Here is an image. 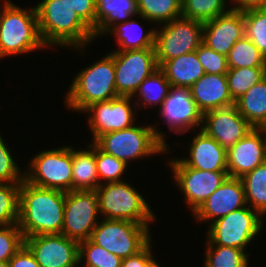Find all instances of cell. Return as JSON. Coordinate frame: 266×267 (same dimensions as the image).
<instances>
[{
    "label": "cell",
    "mask_w": 266,
    "mask_h": 267,
    "mask_svg": "<svg viewBox=\"0 0 266 267\" xmlns=\"http://www.w3.org/2000/svg\"><path fill=\"white\" fill-rule=\"evenodd\" d=\"M66 192L42 188L25 179L20 186L18 226L23 238L60 234L64 221Z\"/></svg>",
    "instance_id": "obj_1"
},
{
    "label": "cell",
    "mask_w": 266,
    "mask_h": 267,
    "mask_svg": "<svg viewBox=\"0 0 266 267\" xmlns=\"http://www.w3.org/2000/svg\"><path fill=\"white\" fill-rule=\"evenodd\" d=\"M35 8L39 33L46 48H73L81 55L94 42L93 31L63 0H41Z\"/></svg>",
    "instance_id": "obj_2"
},
{
    "label": "cell",
    "mask_w": 266,
    "mask_h": 267,
    "mask_svg": "<svg viewBox=\"0 0 266 267\" xmlns=\"http://www.w3.org/2000/svg\"><path fill=\"white\" fill-rule=\"evenodd\" d=\"M88 65L73 77L64 97L66 108L80 114L96 102L108 101L118 96L114 51Z\"/></svg>",
    "instance_id": "obj_3"
},
{
    "label": "cell",
    "mask_w": 266,
    "mask_h": 267,
    "mask_svg": "<svg viewBox=\"0 0 266 267\" xmlns=\"http://www.w3.org/2000/svg\"><path fill=\"white\" fill-rule=\"evenodd\" d=\"M151 124L134 125L100 136L94 143L105 153L113 155L127 166L134 160L153 155L171 154L166 133ZM133 160V161H132Z\"/></svg>",
    "instance_id": "obj_4"
},
{
    "label": "cell",
    "mask_w": 266,
    "mask_h": 267,
    "mask_svg": "<svg viewBox=\"0 0 266 267\" xmlns=\"http://www.w3.org/2000/svg\"><path fill=\"white\" fill-rule=\"evenodd\" d=\"M0 5V59L44 49L35 6L22 8L11 0Z\"/></svg>",
    "instance_id": "obj_5"
},
{
    "label": "cell",
    "mask_w": 266,
    "mask_h": 267,
    "mask_svg": "<svg viewBox=\"0 0 266 267\" xmlns=\"http://www.w3.org/2000/svg\"><path fill=\"white\" fill-rule=\"evenodd\" d=\"M95 191L101 218L128 220L143 225L157 220L145 196L125 180L101 184Z\"/></svg>",
    "instance_id": "obj_6"
},
{
    "label": "cell",
    "mask_w": 266,
    "mask_h": 267,
    "mask_svg": "<svg viewBox=\"0 0 266 267\" xmlns=\"http://www.w3.org/2000/svg\"><path fill=\"white\" fill-rule=\"evenodd\" d=\"M264 220L257 211L246 205L212 222L208 226L205 241L209 245L247 251L250 243H253L252 241L256 240L257 236H261L259 233L265 228Z\"/></svg>",
    "instance_id": "obj_7"
},
{
    "label": "cell",
    "mask_w": 266,
    "mask_h": 267,
    "mask_svg": "<svg viewBox=\"0 0 266 267\" xmlns=\"http://www.w3.org/2000/svg\"><path fill=\"white\" fill-rule=\"evenodd\" d=\"M24 168V179L35 186L72 191V145L39 151ZM30 164V165H29Z\"/></svg>",
    "instance_id": "obj_8"
},
{
    "label": "cell",
    "mask_w": 266,
    "mask_h": 267,
    "mask_svg": "<svg viewBox=\"0 0 266 267\" xmlns=\"http://www.w3.org/2000/svg\"><path fill=\"white\" fill-rule=\"evenodd\" d=\"M100 219L90 240L121 259L137 254L152 240L150 225L128 220Z\"/></svg>",
    "instance_id": "obj_9"
},
{
    "label": "cell",
    "mask_w": 266,
    "mask_h": 267,
    "mask_svg": "<svg viewBox=\"0 0 266 267\" xmlns=\"http://www.w3.org/2000/svg\"><path fill=\"white\" fill-rule=\"evenodd\" d=\"M204 23L180 17L156 26L155 51L160 67L165 61L189 52H195L202 44Z\"/></svg>",
    "instance_id": "obj_10"
},
{
    "label": "cell",
    "mask_w": 266,
    "mask_h": 267,
    "mask_svg": "<svg viewBox=\"0 0 266 267\" xmlns=\"http://www.w3.org/2000/svg\"><path fill=\"white\" fill-rule=\"evenodd\" d=\"M97 193L95 190L66 192L62 234L77 242L90 239L100 221Z\"/></svg>",
    "instance_id": "obj_11"
},
{
    "label": "cell",
    "mask_w": 266,
    "mask_h": 267,
    "mask_svg": "<svg viewBox=\"0 0 266 267\" xmlns=\"http://www.w3.org/2000/svg\"><path fill=\"white\" fill-rule=\"evenodd\" d=\"M167 160L173 174L171 179L185 195L183 202L192 214L228 177V172L198 170L184 166L177 158Z\"/></svg>",
    "instance_id": "obj_12"
},
{
    "label": "cell",
    "mask_w": 266,
    "mask_h": 267,
    "mask_svg": "<svg viewBox=\"0 0 266 267\" xmlns=\"http://www.w3.org/2000/svg\"><path fill=\"white\" fill-rule=\"evenodd\" d=\"M114 65L117 94L129 97L159 68L155 48L114 51Z\"/></svg>",
    "instance_id": "obj_13"
},
{
    "label": "cell",
    "mask_w": 266,
    "mask_h": 267,
    "mask_svg": "<svg viewBox=\"0 0 266 267\" xmlns=\"http://www.w3.org/2000/svg\"><path fill=\"white\" fill-rule=\"evenodd\" d=\"M136 108L133 98L129 96H117L87 107L82 113L87 114L86 120L92 133V142L103 134L127 129L137 124Z\"/></svg>",
    "instance_id": "obj_14"
},
{
    "label": "cell",
    "mask_w": 266,
    "mask_h": 267,
    "mask_svg": "<svg viewBox=\"0 0 266 267\" xmlns=\"http://www.w3.org/2000/svg\"><path fill=\"white\" fill-rule=\"evenodd\" d=\"M40 267H79V242L62 233L24 238Z\"/></svg>",
    "instance_id": "obj_15"
},
{
    "label": "cell",
    "mask_w": 266,
    "mask_h": 267,
    "mask_svg": "<svg viewBox=\"0 0 266 267\" xmlns=\"http://www.w3.org/2000/svg\"><path fill=\"white\" fill-rule=\"evenodd\" d=\"M159 118L166 122L167 128L175 134H186L189 130H200L203 113L191 96L189 88L171 87L163 104L159 107Z\"/></svg>",
    "instance_id": "obj_16"
},
{
    "label": "cell",
    "mask_w": 266,
    "mask_h": 267,
    "mask_svg": "<svg viewBox=\"0 0 266 267\" xmlns=\"http://www.w3.org/2000/svg\"><path fill=\"white\" fill-rule=\"evenodd\" d=\"M253 128L233 104L204 113L201 130L228 150Z\"/></svg>",
    "instance_id": "obj_17"
},
{
    "label": "cell",
    "mask_w": 266,
    "mask_h": 267,
    "mask_svg": "<svg viewBox=\"0 0 266 267\" xmlns=\"http://www.w3.org/2000/svg\"><path fill=\"white\" fill-rule=\"evenodd\" d=\"M246 205L242 180L228 176L191 215L197 223L208 222L209 226L212 222Z\"/></svg>",
    "instance_id": "obj_18"
},
{
    "label": "cell",
    "mask_w": 266,
    "mask_h": 267,
    "mask_svg": "<svg viewBox=\"0 0 266 267\" xmlns=\"http://www.w3.org/2000/svg\"><path fill=\"white\" fill-rule=\"evenodd\" d=\"M266 161V128H253L227 150L229 177L242 178Z\"/></svg>",
    "instance_id": "obj_19"
},
{
    "label": "cell",
    "mask_w": 266,
    "mask_h": 267,
    "mask_svg": "<svg viewBox=\"0 0 266 267\" xmlns=\"http://www.w3.org/2000/svg\"><path fill=\"white\" fill-rule=\"evenodd\" d=\"M244 35L243 11L231 9L204 22L202 43L215 52L227 56L234 44Z\"/></svg>",
    "instance_id": "obj_20"
},
{
    "label": "cell",
    "mask_w": 266,
    "mask_h": 267,
    "mask_svg": "<svg viewBox=\"0 0 266 267\" xmlns=\"http://www.w3.org/2000/svg\"><path fill=\"white\" fill-rule=\"evenodd\" d=\"M195 132L197 133L188 145V156L177 159L184 166L198 170L228 172L227 150L201 129H196Z\"/></svg>",
    "instance_id": "obj_21"
},
{
    "label": "cell",
    "mask_w": 266,
    "mask_h": 267,
    "mask_svg": "<svg viewBox=\"0 0 266 267\" xmlns=\"http://www.w3.org/2000/svg\"><path fill=\"white\" fill-rule=\"evenodd\" d=\"M189 89L203 114L235 104L229 93L226 75L205 73Z\"/></svg>",
    "instance_id": "obj_22"
},
{
    "label": "cell",
    "mask_w": 266,
    "mask_h": 267,
    "mask_svg": "<svg viewBox=\"0 0 266 267\" xmlns=\"http://www.w3.org/2000/svg\"><path fill=\"white\" fill-rule=\"evenodd\" d=\"M136 0H96V29L95 39H99L118 23H123L131 17H137Z\"/></svg>",
    "instance_id": "obj_23"
},
{
    "label": "cell",
    "mask_w": 266,
    "mask_h": 267,
    "mask_svg": "<svg viewBox=\"0 0 266 267\" xmlns=\"http://www.w3.org/2000/svg\"><path fill=\"white\" fill-rule=\"evenodd\" d=\"M159 68L173 87L190 88L205 74L196 51L167 60Z\"/></svg>",
    "instance_id": "obj_24"
},
{
    "label": "cell",
    "mask_w": 266,
    "mask_h": 267,
    "mask_svg": "<svg viewBox=\"0 0 266 267\" xmlns=\"http://www.w3.org/2000/svg\"><path fill=\"white\" fill-rule=\"evenodd\" d=\"M86 149L72 146V190H96L99 176L95 160V143H87Z\"/></svg>",
    "instance_id": "obj_25"
},
{
    "label": "cell",
    "mask_w": 266,
    "mask_h": 267,
    "mask_svg": "<svg viewBox=\"0 0 266 267\" xmlns=\"http://www.w3.org/2000/svg\"><path fill=\"white\" fill-rule=\"evenodd\" d=\"M155 26L144 31L143 24L131 17L123 23L116 24L107 35L115 37L118 48L113 51L155 48Z\"/></svg>",
    "instance_id": "obj_26"
},
{
    "label": "cell",
    "mask_w": 266,
    "mask_h": 267,
    "mask_svg": "<svg viewBox=\"0 0 266 267\" xmlns=\"http://www.w3.org/2000/svg\"><path fill=\"white\" fill-rule=\"evenodd\" d=\"M235 106L254 128H266V76L237 99Z\"/></svg>",
    "instance_id": "obj_27"
},
{
    "label": "cell",
    "mask_w": 266,
    "mask_h": 267,
    "mask_svg": "<svg viewBox=\"0 0 266 267\" xmlns=\"http://www.w3.org/2000/svg\"><path fill=\"white\" fill-rule=\"evenodd\" d=\"M171 87V83L166 79L165 73L158 68L140 84L138 90L132 96L137 110L141 108L149 109L153 106H158L159 109L169 94Z\"/></svg>",
    "instance_id": "obj_28"
},
{
    "label": "cell",
    "mask_w": 266,
    "mask_h": 267,
    "mask_svg": "<svg viewBox=\"0 0 266 267\" xmlns=\"http://www.w3.org/2000/svg\"><path fill=\"white\" fill-rule=\"evenodd\" d=\"M136 1L138 18L147 23H158V26H160L182 16V0Z\"/></svg>",
    "instance_id": "obj_29"
},
{
    "label": "cell",
    "mask_w": 266,
    "mask_h": 267,
    "mask_svg": "<svg viewBox=\"0 0 266 267\" xmlns=\"http://www.w3.org/2000/svg\"><path fill=\"white\" fill-rule=\"evenodd\" d=\"M246 204L263 218L266 214V161L242 178Z\"/></svg>",
    "instance_id": "obj_30"
},
{
    "label": "cell",
    "mask_w": 266,
    "mask_h": 267,
    "mask_svg": "<svg viewBox=\"0 0 266 267\" xmlns=\"http://www.w3.org/2000/svg\"><path fill=\"white\" fill-rule=\"evenodd\" d=\"M203 267H249V253L242 249L209 245L206 242Z\"/></svg>",
    "instance_id": "obj_31"
},
{
    "label": "cell",
    "mask_w": 266,
    "mask_h": 267,
    "mask_svg": "<svg viewBox=\"0 0 266 267\" xmlns=\"http://www.w3.org/2000/svg\"><path fill=\"white\" fill-rule=\"evenodd\" d=\"M266 76V67L229 68L226 77L230 96L235 102Z\"/></svg>",
    "instance_id": "obj_32"
},
{
    "label": "cell",
    "mask_w": 266,
    "mask_h": 267,
    "mask_svg": "<svg viewBox=\"0 0 266 267\" xmlns=\"http://www.w3.org/2000/svg\"><path fill=\"white\" fill-rule=\"evenodd\" d=\"M226 57L229 68L266 67V57L245 35L234 44Z\"/></svg>",
    "instance_id": "obj_33"
},
{
    "label": "cell",
    "mask_w": 266,
    "mask_h": 267,
    "mask_svg": "<svg viewBox=\"0 0 266 267\" xmlns=\"http://www.w3.org/2000/svg\"><path fill=\"white\" fill-rule=\"evenodd\" d=\"M228 1L229 0H182V17L198 20L203 23L207 22L230 11L232 8L227 4Z\"/></svg>",
    "instance_id": "obj_34"
},
{
    "label": "cell",
    "mask_w": 266,
    "mask_h": 267,
    "mask_svg": "<svg viewBox=\"0 0 266 267\" xmlns=\"http://www.w3.org/2000/svg\"><path fill=\"white\" fill-rule=\"evenodd\" d=\"M121 263L120 257L90 239L79 243V267H121Z\"/></svg>",
    "instance_id": "obj_35"
},
{
    "label": "cell",
    "mask_w": 266,
    "mask_h": 267,
    "mask_svg": "<svg viewBox=\"0 0 266 267\" xmlns=\"http://www.w3.org/2000/svg\"><path fill=\"white\" fill-rule=\"evenodd\" d=\"M21 183H0V227L17 224Z\"/></svg>",
    "instance_id": "obj_36"
},
{
    "label": "cell",
    "mask_w": 266,
    "mask_h": 267,
    "mask_svg": "<svg viewBox=\"0 0 266 267\" xmlns=\"http://www.w3.org/2000/svg\"><path fill=\"white\" fill-rule=\"evenodd\" d=\"M244 34L266 57V7L243 11Z\"/></svg>",
    "instance_id": "obj_37"
},
{
    "label": "cell",
    "mask_w": 266,
    "mask_h": 267,
    "mask_svg": "<svg viewBox=\"0 0 266 267\" xmlns=\"http://www.w3.org/2000/svg\"><path fill=\"white\" fill-rule=\"evenodd\" d=\"M95 160L100 185L123 181V176L125 175L124 173H126L128 166L120 159L102 151L96 144Z\"/></svg>",
    "instance_id": "obj_38"
},
{
    "label": "cell",
    "mask_w": 266,
    "mask_h": 267,
    "mask_svg": "<svg viewBox=\"0 0 266 267\" xmlns=\"http://www.w3.org/2000/svg\"><path fill=\"white\" fill-rule=\"evenodd\" d=\"M0 133V183H22L24 170L19 168L11 148H8ZM23 170V171H22Z\"/></svg>",
    "instance_id": "obj_39"
},
{
    "label": "cell",
    "mask_w": 266,
    "mask_h": 267,
    "mask_svg": "<svg viewBox=\"0 0 266 267\" xmlns=\"http://www.w3.org/2000/svg\"><path fill=\"white\" fill-rule=\"evenodd\" d=\"M23 244L24 238L18 223L0 227V262H8Z\"/></svg>",
    "instance_id": "obj_40"
},
{
    "label": "cell",
    "mask_w": 266,
    "mask_h": 267,
    "mask_svg": "<svg viewBox=\"0 0 266 267\" xmlns=\"http://www.w3.org/2000/svg\"><path fill=\"white\" fill-rule=\"evenodd\" d=\"M198 60L207 74L226 75L229 67L227 57L201 44L196 50Z\"/></svg>",
    "instance_id": "obj_41"
},
{
    "label": "cell",
    "mask_w": 266,
    "mask_h": 267,
    "mask_svg": "<svg viewBox=\"0 0 266 267\" xmlns=\"http://www.w3.org/2000/svg\"><path fill=\"white\" fill-rule=\"evenodd\" d=\"M92 30L96 29V0H63Z\"/></svg>",
    "instance_id": "obj_42"
},
{
    "label": "cell",
    "mask_w": 266,
    "mask_h": 267,
    "mask_svg": "<svg viewBox=\"0 0 266 267\" xmlns=\"http://www.w3.org/2000/svg\"><path fill=\"white\" fill-rule=\"evenodd\" d=\"M152 241L153 240H151L137 254L126 259H122L121 267H161L152 252Z\"/></svg>",
    "instance_id": "obj_43"
},
{
    "label": "cell",
    "mask_w": 266,
    "mask_h": 267,
    "mask_svg": "<svg viewBox=\"0 0 266 267\" xmlns=\"http://www.w3.org/2000/svg\"><path fill=\"white\" fill-rule=\"evenodd\" d=\"M8 267H40L30 250L23 244L9 259Z\"/></svg>",
    "instance_id": "obj_44"
},
{
    "label": "cell",
    "mask_w": 266,
    "mask_h": 267,
    "mask_svg": "<svg viewBox=\"0 0 266 267\" xmlns=\"http://www.w3.org/2000/svg\"><path fill=\"white\" fill-rule=\"evenodd\" d=\"M228 3L233 10L239 11L266 7V0H229Z\"/></svg>",
    "instance_id": "obj_45"
},
{
    "label": "cell",
    "mask_w": 266,
    "mask_h": 267,
    "mask_svg": "<svg viewBox=\"0 0 266 267\" xmlns=\"http://www.w3.org/2000/svg\"><path fill=\"white\" fill-rule=\"evenodd\" d=\"M0 267H8V262H0Z\"/></svg>",
    "instance_id": "obj_46"
}]
</instances>
